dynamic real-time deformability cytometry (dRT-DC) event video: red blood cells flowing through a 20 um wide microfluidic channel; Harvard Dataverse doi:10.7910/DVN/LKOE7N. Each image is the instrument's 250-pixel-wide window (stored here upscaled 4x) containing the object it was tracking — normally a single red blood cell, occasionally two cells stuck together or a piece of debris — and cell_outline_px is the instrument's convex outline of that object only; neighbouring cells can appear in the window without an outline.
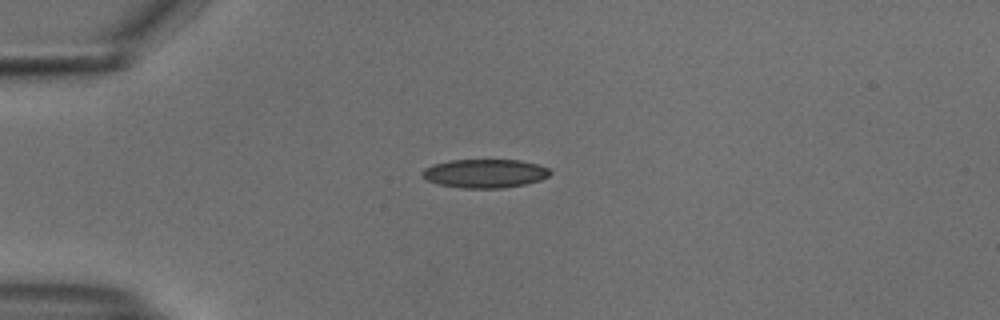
{"species": "common noctule bat (a hibernating species)", "species_latin": "Nyctalus noctula", "temperature_condition": "cold", "stored_images_in_passage": 42, "camera_frame_rate_fps": 3000, "um_per_image_px": 0.085, "animal": {"sex": "male", "body_mass_g": 18.8}, "frame": {"image": 1, "passage_image": 1, "time_ms": 0.0, "image_size_px": [1000, 320], "cell_outline_px": [[552, 172], [548, 176], [540, 180], [524, 184], [500, 188], [460, 188], [440, 184], [428, 180], [420, 176], [420, 172], [424, 168], [432, 164], [448, 160], [520, 160], [536, 164], [548, 168]], "centroid_in_image_um": [41.17, 14.73], "position_along_channel_um": 43.8, "area_um2": 21.39}}
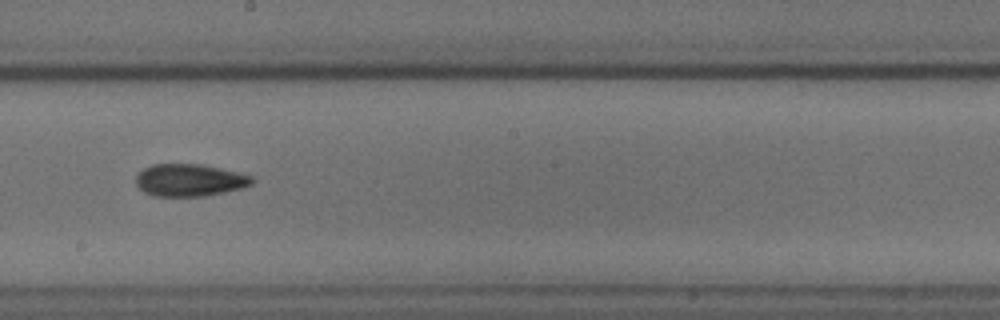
{"frame": {"image": 2, "passage_image": 18, "time_ms": 5.667, "image_size_px": [1000, 320], "cell_outline_px": [[256, 180], [252, 184], [244, 188], [204, 196], [152, 196], [144, 192], [136, 184], [136, 176], [144, 168], [152, 164], [204, 164], [252, 176]], "centroid_in_image_um": [16.13, 15.31], "position_along_channel_um": 232.1, "area_um2": 21.96}}
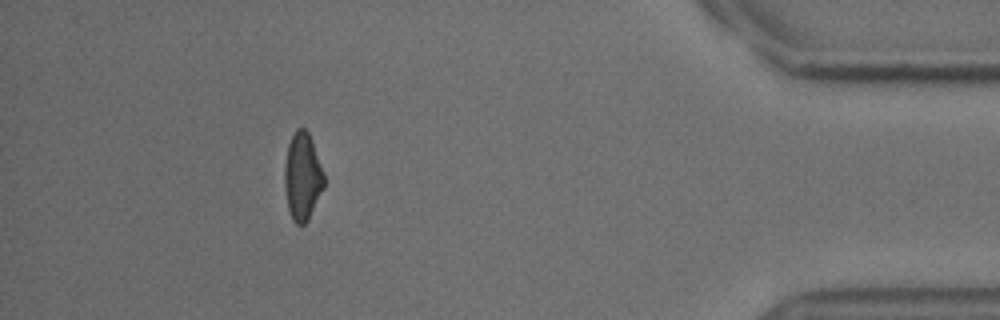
{"frame": {"image": 3, "passage_image": 36, "time_ms": 11.667, "image_size_px": [1000, 320], "cell_outline_px": [[324, 188], [308, 220], [304, 224], [296, 224], [292, 220], [288, 208], [284, 188], [284, 168], [288, 144], [296, 128], [304, 128], [308, 132], [312, 140], [324, 172]], "centroid_in_image_um": [25.71, 15.01], "position_along_channel_um": 409.5, "area_um2": 20.29}, "authors_computed_cell_mechanics": {"area_um2": 21.2415, "velocity_mm_per_s": 3.7592, "shape_relaxation_time_tau1_ms": 7.3404, "shape_relaxation_time_tau2_ms": 4.4424, "deformation_change_tau1": 0.1493, "deformation_change_tau2": 0.119}}